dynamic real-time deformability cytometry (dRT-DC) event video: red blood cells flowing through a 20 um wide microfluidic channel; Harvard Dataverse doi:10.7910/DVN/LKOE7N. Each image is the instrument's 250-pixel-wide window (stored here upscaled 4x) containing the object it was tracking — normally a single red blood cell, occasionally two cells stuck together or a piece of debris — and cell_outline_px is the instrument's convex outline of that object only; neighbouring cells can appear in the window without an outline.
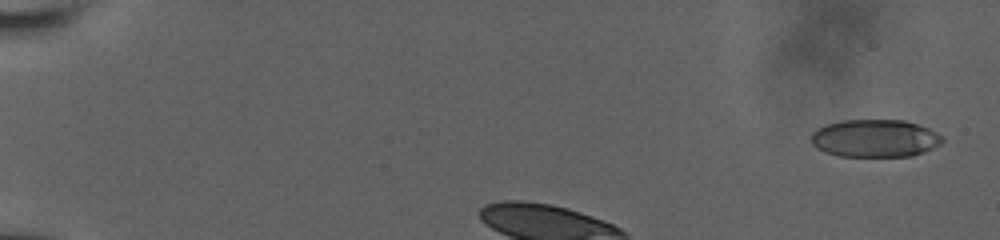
{"species": "human", "species_latin": "Homo sapiens", "temperature_condition": "room temperature", "stored_images_in_passage": 6, "camera_frame_rate_fps": 3000, "um_per_image_px": 0.085, "donor": {"sex": "male"}, "frame": {"image": 1, "passage_image": 1, "time_ms": 0.0, "image_size_px": [1000, 240], "cell_outline_px": [[944, 140], [940, 144], [924, 152], [912, 156], [840, 156], [824, 152], [816, 148], [812, 144], [812, 132], [816, 128], [824, 124], [840, 120], [904, 120], [928, 128], [936, 132]], "centroid_in_image_um": [74.33, 11.75], "position_along_channel_um": 10.7, "area_um2": 28.9}}
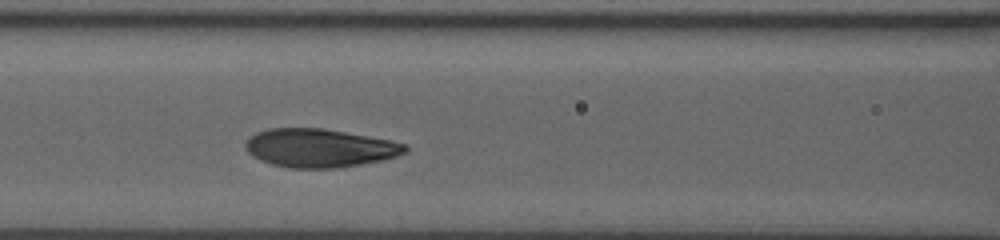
{"frame": {"image": 2, "passage_image": 5, "time_ms": 4.333, "image_size_px": [1000, 240], "cell_outline_px": [[408, 152], [384, 160], [336, 168], [288, 168], [272, 164], [260, 160], [252, 156], [244, 148], [244, 144], [256, 132], [268, 128], [324, 128], [388, 140], [408, 144]], "centroid_in_image_um": [27.16, 12.58], "position_along_channel_um": 139.4, "area_um2": 35.84}}
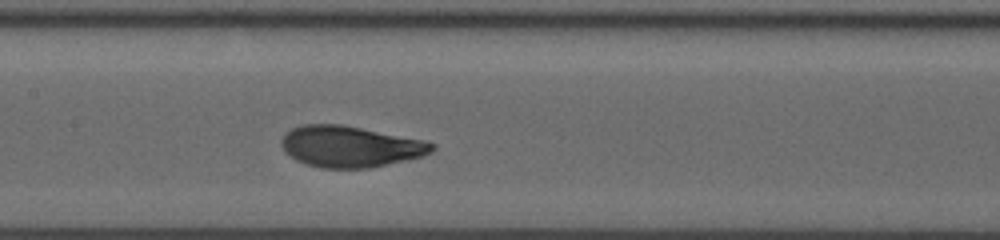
{"frame": {"image": 3, "passage_image": 6, "time_ms": 5.333, "image_size_px": [1000, 240], "cell_outline_px": [[436, 148], [432, 152], [424, 156], [368, 168], [320, 168], [304, 164], [296, 160], [284, 152], [280, 144], [280, 140], [284, 132], [292, 128], [304, 124], [344, 124], [424, 140], [436, 144]], "centroid_in_image_um": [29.74, 12.45], "position_along_channel_um": 177.7, "area_um2": 36.59}}